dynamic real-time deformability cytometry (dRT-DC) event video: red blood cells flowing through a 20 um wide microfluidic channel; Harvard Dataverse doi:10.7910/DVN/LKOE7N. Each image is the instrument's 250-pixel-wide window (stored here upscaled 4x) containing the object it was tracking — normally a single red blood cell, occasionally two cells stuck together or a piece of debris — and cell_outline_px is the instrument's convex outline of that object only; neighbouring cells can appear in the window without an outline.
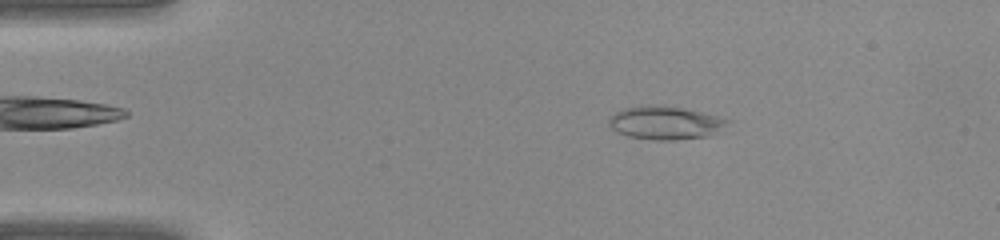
{"species": "common noctule bat (a hibernating species)", "species_latin": "Nyctalus noctula", "temperature_condition": "warm", "stored_images_in_passage": 39, "camera_frame_rate_fps": 3000, "um_per_image_px": 0.085, "animal": {"sex": "female", "body_mass_g": 22.0, "forearm_length_mm": 56.7}, "frame": {"image": 1, "passage_image": 6, "time_ms": 1.667, "image_size_px": [1000, 240], "cell_outline_px": [[732, 120], [708, 136], [676, 140], [656, 140], [628, 136], [616, 132], [608, 124], [608, 120], [616, 112], [624, 108], [648, 104], [652, 104], [684, 108]], "centroid_in_image_um": [56.49, 10.43], "position_along_channel_um": 28.5, "area_um2": 22.77}}
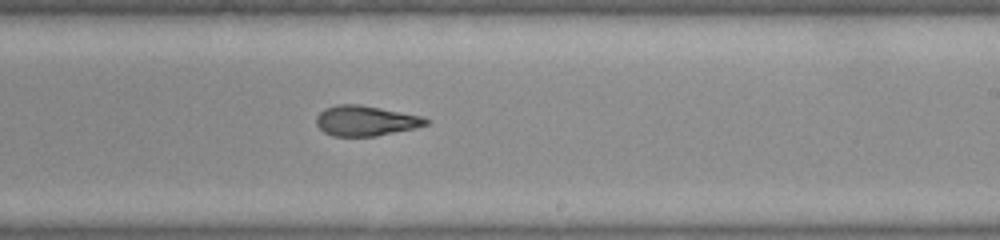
{"frame": {"image": 2, "passage_image": 23, "time_ms": 7.333, "image_size_px": [1000, 240], "cell_outline_px": [[428, 124], [412, 128], [376, 136], [332, 136], [324, 132], [316, 124], [316, 116], [324, 108], [336, 104], [360, 104], [420, 116], [428, 120]], "centroid_in_image_um": [31.0, 10.26], "position_along_channel_um": 258.0, "area_um2": 19.07}}
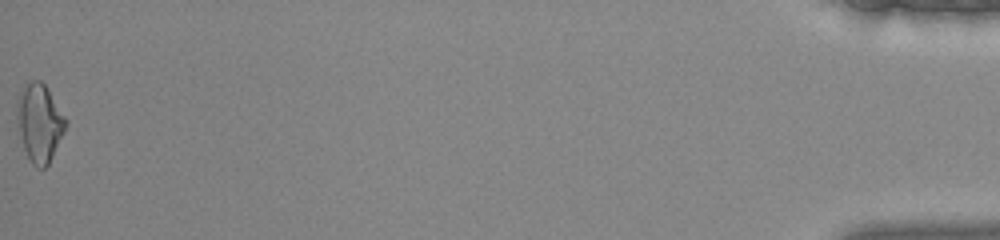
{"frame": {"image": 3, "passage_image": 39, "time_ms": 12.667, "image_size_px": [1000, 240], "cell_outline_px": [[68, 124], [48, 164], [44, 168], [36, 168], [32, 164], [24, 148], [16, 120], [16, 100], [24, 88], [32, 80], [40, 80], [44, 84], [68, 120]], "centroid_in_image_um": [3.36, 10.44], "position_along_channel_um": 431.8, "area_um2": 21.91}}